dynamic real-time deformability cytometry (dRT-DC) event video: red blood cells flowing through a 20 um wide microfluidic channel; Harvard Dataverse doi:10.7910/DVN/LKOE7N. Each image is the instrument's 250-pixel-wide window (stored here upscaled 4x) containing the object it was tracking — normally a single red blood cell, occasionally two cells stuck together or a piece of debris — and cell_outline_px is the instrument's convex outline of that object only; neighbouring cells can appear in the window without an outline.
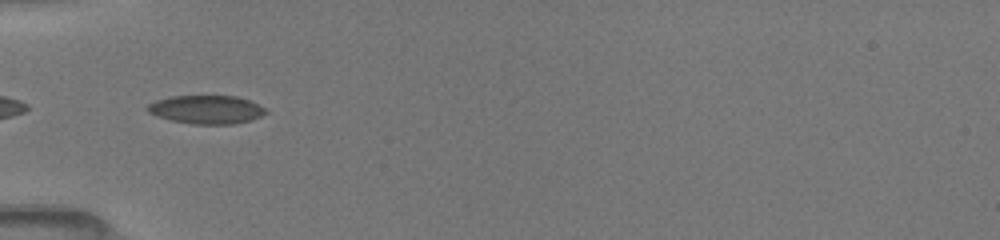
{"species": "common noctule bat (a hibernating species)", "species_latin": "Nyctalus noctula", "temperature_condition": "room temperature", "stored_images_in_passage": 34, "camera_frame_rate_fps": 3000, "um_per_image_px": 0.085, "animal": {"sex": "female", "body_mass_g": 19.5, "forearm_length_mm": 54.1}, "frame": {"image": 1, "passage_image": 1, "time_ms": 0.0, "image_size_px": [1000, 240], "cell_outline_px": [[268, 112], [260, 116], [248, 120], [232, 124], [192, 124], [172, 120], [148, 112], [144, 108], [148, 104], [156, 100], [168, 96], [236, 96], [248, 100], [264, 108]], "centroid_in_image_um": [17.5, 9.3], "position_along_channel_um": 67.5, "area_um2": 19.36}}
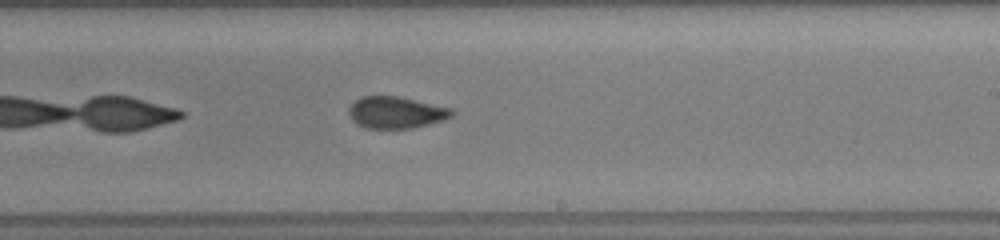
{"frame": {"image": 2, "passage_image": 15, "time_ms": 4.667, "image_size_px": [1000, 240], "cell_outline_px": [[456, 112], [452, 116], [444, 120], [412, 128], [364, 128], [352, 120], [348, 112], [348, 108], [360, 96], [396, 96], [452, 108]], "centroid_in_image_um": [33.66, 9.56], "position_along_channel_um": 255.3, "area_um2": 19.02}}
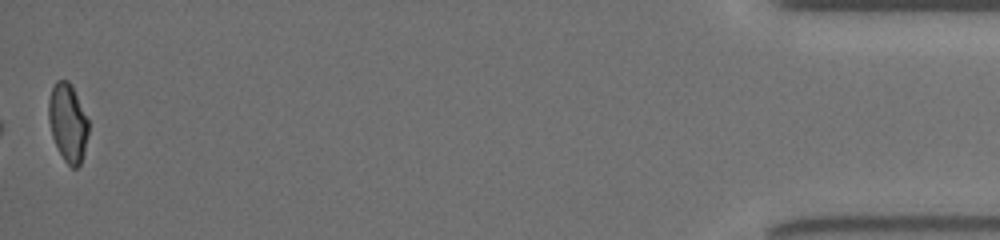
{"frame": {"image": 3, "passage_image": 34, "time_ms": 11.0, "image_size_px": [1000, 240], "cell_outline_px": [[88, 132], [84, 152], [80, 164], [76, 168], [72, 168], [64, 160], [52, 136], [48, 120], [48, 100], [52, 88], [56, 80], [68, 80], [72, 84], [88, 120]], "centroid_in_image_um": [5.76, 10.4], "position_along_channel_um": 429.4, "area_um2": 18.09}, "authors_computed_cell_mechanics": {"area_um2": 19.2474, "velocity_mm_per_s": 4.0717, "shape_relaxation_time_tau1_ms": 7.123, "shape_relaxation_time_tau2_ms": 1.5923, "deformation_change_tau1": 0.1473, "deformation_change_tau2": 0.0712}}